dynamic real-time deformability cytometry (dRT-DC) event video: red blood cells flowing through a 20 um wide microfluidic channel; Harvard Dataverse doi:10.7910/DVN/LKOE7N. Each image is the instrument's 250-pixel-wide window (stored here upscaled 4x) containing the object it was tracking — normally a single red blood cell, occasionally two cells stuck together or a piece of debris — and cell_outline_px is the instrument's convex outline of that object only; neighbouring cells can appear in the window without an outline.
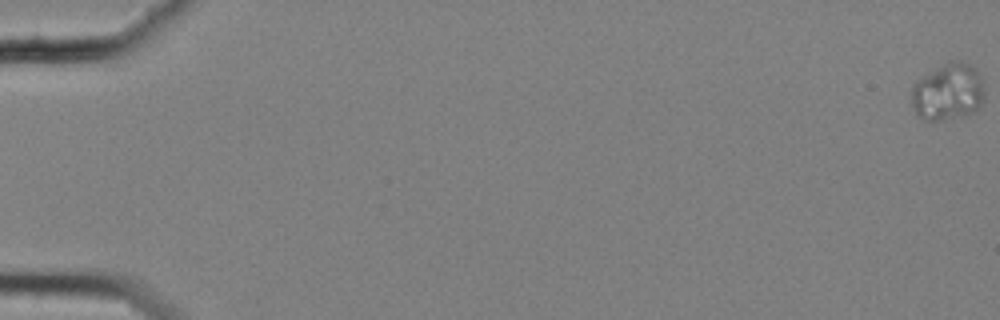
{"species": "common noctule bat (a hibernating species)", "species_latin": "Nyctalus noctula", "temperature_condition": "cold", "stored_images_in_passage": 60, "camera_frame_rate_fps": 3000, "um_per_image_px": 0.085, "animal": {"sex": "female", "body_mass_g": 25.1}, "frame": {"image": 1, "passage_image": 1, "time_ms": 0.0, "image_size_px": [1000, 320], "cell_outline_px": [[984, 100], [976, 112], [964, 116], [940, 120], [924, 120], [912, 108], [912, 88], [916, 80], [948, 60], [960, 60], [976, 68], [980, 76], [984, 92]], "centroid_in_image_um": [80.59, 7.8], "position_along_channel_um": 4.4, "area_um2": 24.51}}
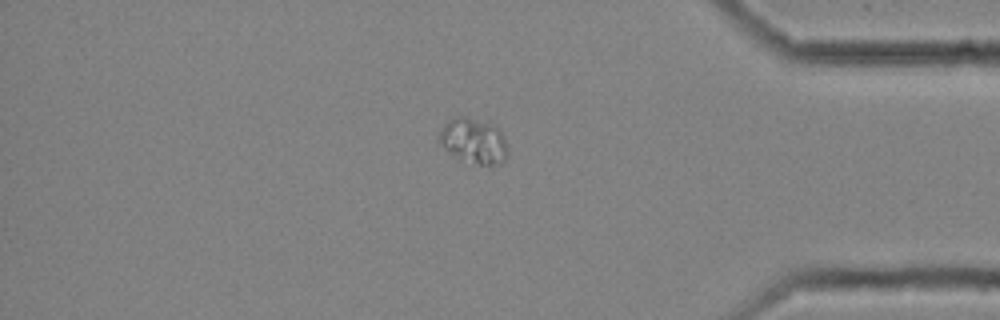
{"frame": {"image": 2, "passage_image": 52, "time_ms": 17.0, "image_size_px": [1000, 320], "cell_outline_px": [[508, 156], [500, 164], [480, 164], [460, 160], [440, 140], [440, 132], [444, 124], [452, 116], [464, 116], [492, 124], [504, 136], [508, 144]], "centroid_in_image_um": [40.32, 11.96], "position_along_channel_um": 394.9, "area_um2": 17.74}}
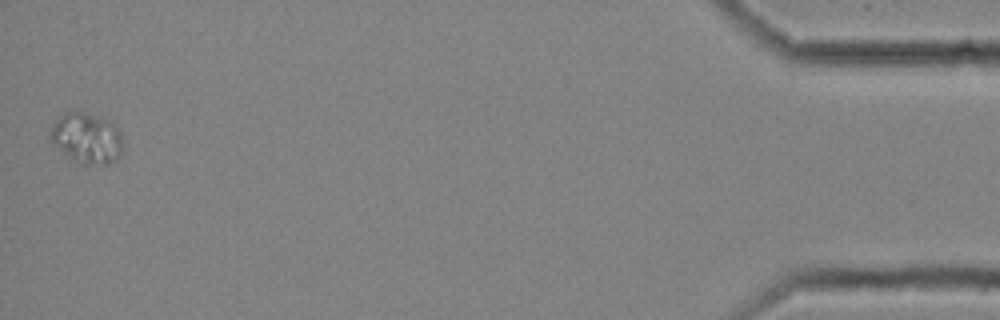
{"frame": {"image": 3, "passage_image": 60, "time_ms": 19.667, "image_size_px": [1000, 320], "cell_outline_px": [[120, 152], [116, 160], [108, 164], [84, 164], [68, 160], [48, 140], [48, 132], [52, 124], [64, 112], [72, 108], [80, 108], [108, 120], [120, 132]], "centroid_in_image_um": [7.25, 11.7], "position_along_channel_um": 428.0, "area_um2": 22.2}}